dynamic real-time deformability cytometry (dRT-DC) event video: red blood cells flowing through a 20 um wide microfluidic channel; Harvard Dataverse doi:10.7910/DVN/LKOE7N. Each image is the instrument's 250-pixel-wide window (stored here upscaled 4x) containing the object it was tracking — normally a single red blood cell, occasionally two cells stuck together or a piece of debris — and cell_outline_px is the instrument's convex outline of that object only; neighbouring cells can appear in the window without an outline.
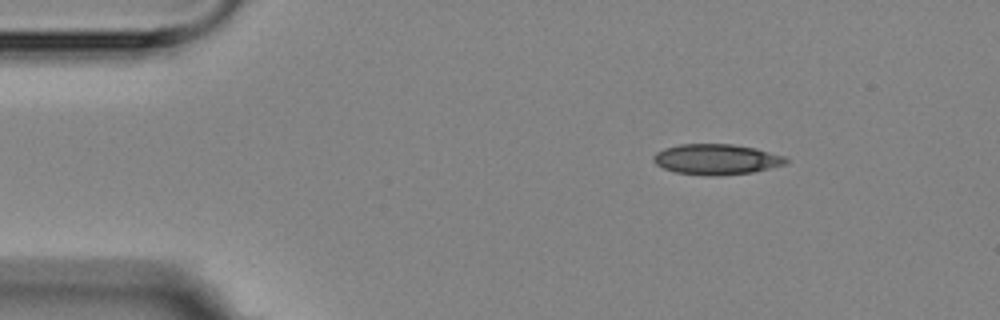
{"species": "Egyptian fruit bat (a non-hibernating species)", "species_latin": "Rousettus aegyptiacus", "temperature_condition": "room temperature", "stored_images_in_passage": 4, "camera_frame_rate_fps": 3000, "um_per_image_px": 0.085, "animal": {"sex": "female"}, "frame": {"image": 1, "passage_image": 1, "time_ms": 0.0, "image_size_px": [1000, 320], "cell_outline_px": [[788, 160], [784, 164], [752, 172], [720, 176], [704, 176], [676, 172], [664, 168], [656, 164], [652, 160], [652, 156], [656, 152], [664, 148], [680, 144], [732, 144], [756, 148], [784, 156]], "centroid_in_image_um": [60.85, 13.54], "position_along_channel_um": 24.2, "area_um2": 23.58}}